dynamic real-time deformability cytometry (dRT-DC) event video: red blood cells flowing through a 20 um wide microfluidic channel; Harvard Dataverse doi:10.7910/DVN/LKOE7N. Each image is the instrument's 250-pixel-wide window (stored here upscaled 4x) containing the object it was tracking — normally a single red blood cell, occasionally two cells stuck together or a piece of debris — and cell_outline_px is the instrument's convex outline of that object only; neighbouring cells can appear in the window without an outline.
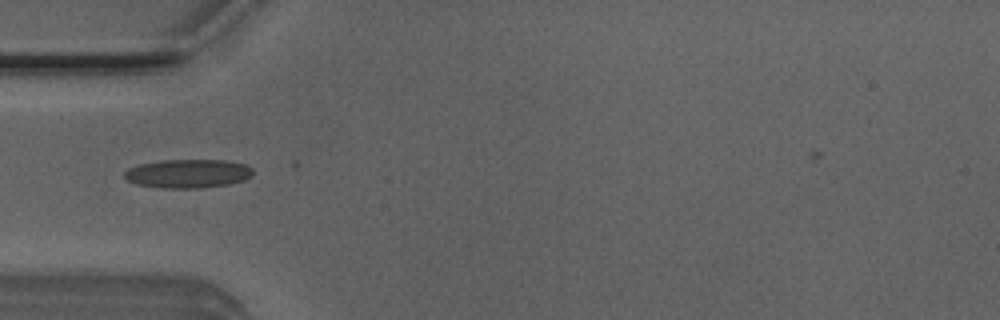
{"species": "Egyptian fruit bat (a non-hibernating species)", "species_latin": "Rousettus aegyptiacus", "temperature_condition": "room temperature", "stored_images_in_passage": 41, "camera_frame_rate_fps": 3000, "um_per_image_px": 0.085, "animal": {"sex": "male"}, "frame": {"image": 1, "passage_image": 4, "time_ms": 1.0, "image_size_px": [1000, 320], "cell_outline_px": [[252, 176], [244, 180], [228, 184], [204, 188], [160, 188], [136, 184], [128, 180], [124, 176], [124, 172], [128, 168], [140, 164], [160, 160], [228, 160], [248, 164], [252, 168]], "centroid_in_image_um": [16.0, 14.75], "position_along_channel_um": 69.0, "area_um2": 21.73}}
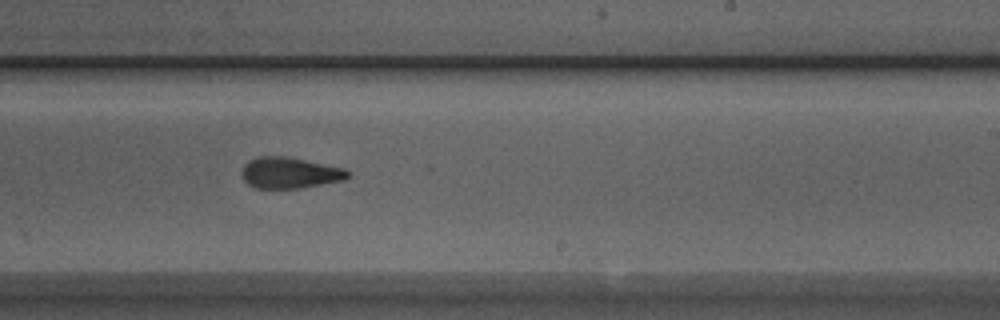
{"frame": {"image": 2, "passage_image": 19, "time_ms": 6.0, "image_size_px": [1000, 320], "cell_outline_px": [[352, 172], [344, 180], [300, 188], [256, 188], [248, 184], [244, 180], [240, 172], [244, 164], [248, 160], [256, 156], [284, 156], [344, 168]], "centroid_in_image_um": [24.59, 14.69], "position_along_channel_um": 264.4, "area_um2": 19.25}}
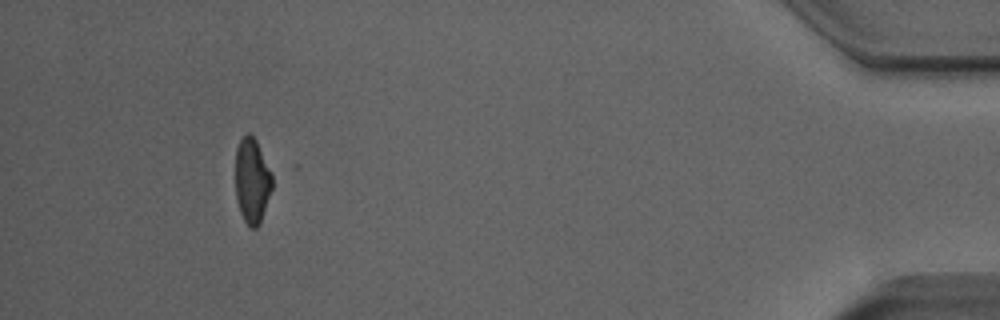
{"frame": {"image": 3, "passage_image": 36, "time_ms": 11.667, "image_size_px": [1000, 320], "cell_outline_px": [[272, 188], [260, 224], [256, 228], [252, 228], [244, 220], [240, 212], [236, 200], [236, 148], [240, 140], [248, 132], [256, 140], [272, 172]], "centroid_in_image_um": [21.43, 15.36], "position_along_channel_um": 413.8, "area_um2": 18.21}, "authors_computed_cell_mechanics": {"area_um2": 19.652, "velocity_mm_per_s": 3.9017, "shape_relaxation_time_tau1_ms": 11.0233, "shape_relaxation_time_tau2_ms": 1.8606, "deformation_change_tau1": 0.2329, "deformation_change_tau2": 0.0959}}